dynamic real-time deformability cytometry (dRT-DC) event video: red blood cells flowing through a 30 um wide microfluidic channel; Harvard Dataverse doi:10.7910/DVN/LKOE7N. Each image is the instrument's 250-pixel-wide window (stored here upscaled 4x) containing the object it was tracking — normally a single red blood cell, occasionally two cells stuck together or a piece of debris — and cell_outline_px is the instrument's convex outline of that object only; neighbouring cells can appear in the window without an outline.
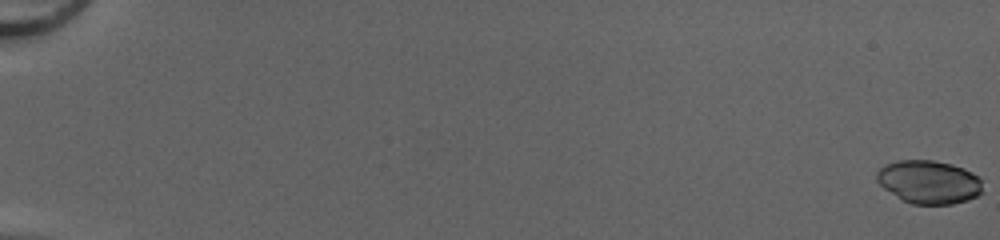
{"species": "common noctule bat (a hibernating species)", "species_latin": "Nyctalus noctula", "temperature_condition": "cold", "stored_images_in_passage": 52, "camera_frame_rate_fps": 3000, "um_per_image_px": 0.085, "animal": {"sex": "female", "body_mass_g": 20.0, "forearm_length_mm": 54.0}, "frame": {"image": 1, "passage_image": 1, "time_ms": 0.0, "image_size_px": [1000, 240], "cell_outline_px": [[984, 192], [968, 200], [952, 204], [912, 204], [904, 200], [884, 188], [876, 180], [876, 172], [884, 164], [896, 160], [932, 160], [952, 164], [964, 168], [980, 176]], "centroid_in_image_um": [78.99, 15.45], "position_along_channel_um": 6.0, "area_um2": 26.93}}
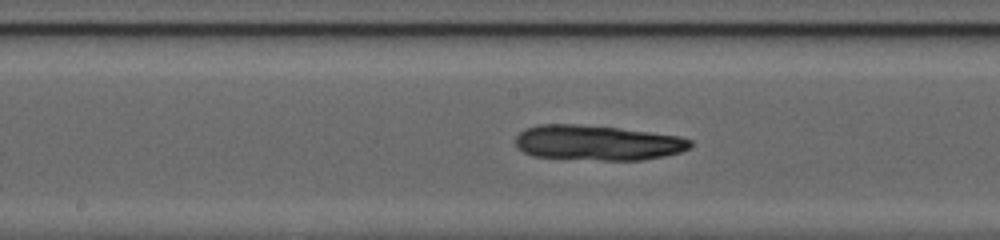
{"frame": {"image": 2, "passage_image": 30, "time_ms": 9.667, "image_size_px": [1000, 240], "cell_outline_px": [[692, 148], [680, 152], [664, 156], [644, 160], [600, 160], [532, 156], [524, 152], [516, 144], [516, 136], [524, 128], [540, 124], [576, 124], [616, 128], [680, 136], [692, 140]], "centroid_in_image_um": [50.8, 12.14], "position_along_channel_um": 197.4, "area_um2": 35.72}}
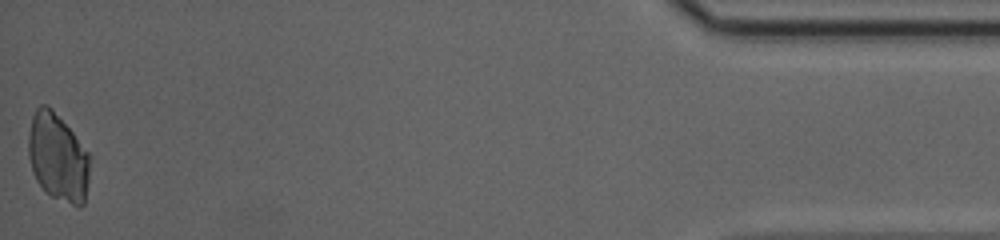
{"frame": {"image": 3, "passage_image": 52, "time_ms": 17.0, "image_size_px": [1000, 240], "cell_outline_px": [[92, 156], [84, 204], [80, 208], [52, 196], [36, 180], [32, 172], [28, 156], [28, 136], [32, 116], [36, 108], [40, 104], [48, 104], [52, 108]], "centroid_in_image_um": [4.93, 13.36], "position_along_channel_um": 430.3, "area_um2": 31.62}}